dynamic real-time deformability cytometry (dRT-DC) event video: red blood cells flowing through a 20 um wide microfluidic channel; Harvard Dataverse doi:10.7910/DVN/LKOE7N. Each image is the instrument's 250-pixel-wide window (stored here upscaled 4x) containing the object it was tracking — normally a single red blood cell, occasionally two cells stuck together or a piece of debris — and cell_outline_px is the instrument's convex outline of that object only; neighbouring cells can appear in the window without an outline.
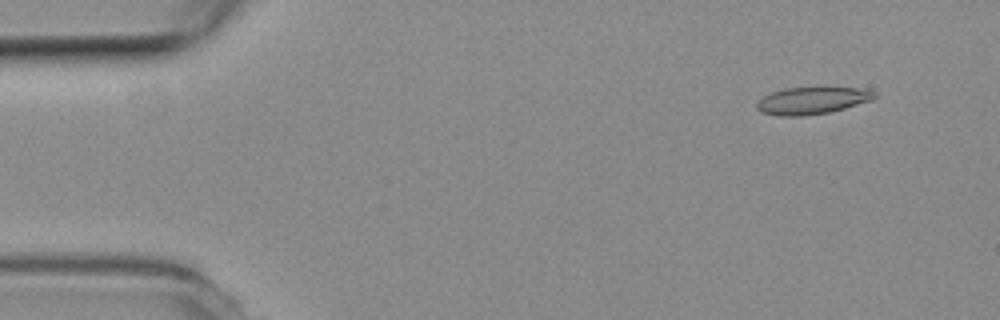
{"species": "common noctule bat (a hibernating species)", "species_latin": "Nyctalus noctula", "temperature_condition": "room temperature", "stored_images_in_passage": 50, "camera_frame_rate_fps": 3000, "um_per_image_px": 0.085, "animal": {"sex": "female", "body_mass_g": 19.3, "forearm_length_mm": 54.1}, "frame": {"image": 1, "passage_image": 2, "time_ms": 0.333, "image_size_px": [1000, 320], "cell_outline_px": [[876, 96], [872, 100], [844, 108], [828, 112], [804, 116], [780, 116], [760, 112], [756, 108], [756, 100], [772, 92], [784, 88], [864, 88], [876, 92]], "centroid_in_image_um": [68.99, 8.55], "position_along_channel_um": 16.0, "area_um2": 18.55}}
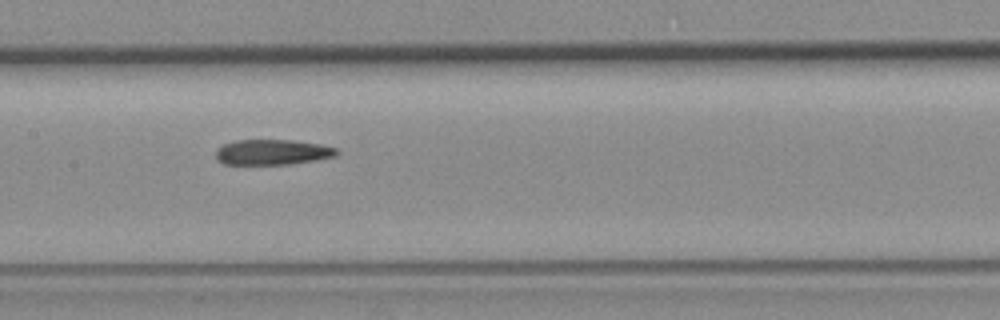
{"frame": {"image": 2, "passage_image": 23, "time_ms": 7.333, "image_size_px": [1000, 320], "cell_outline_px": [[340, 152], [336, 156], [316, 160], [292, 164], [224, 164], [216, 160], [216, 148], [224, 144], [236, 140], [292, 140], [320, 144], [336, 148]], "centroid_in_image_um": [23.15, 12.93], "position_along_channel_um": 184.2, "area_um2": 17.98}}
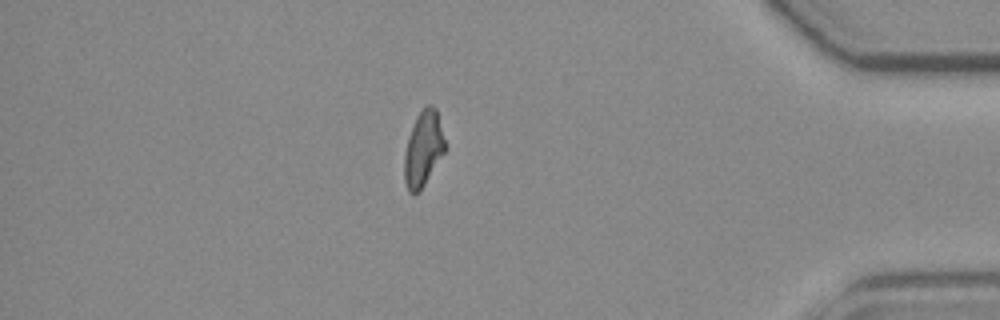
{"frame": {"image": 3, "passage_image": 43, "time_ms": 14.0, "image_size_px": [1000, 320], "cell_outline_px": [[444, 152], [420, 192], [412, 196], [408, 192], [404, 180], [404, 156], [408, 136], [416, 116], [428, 104], [432, 104], [436, 108], [444, 140]], "centroid_in_image_um": [35.94, 12.69], "position_along_channel_um": 399.3, "area_um2": 17.74}, "authors_computed_cell_mechanics": {"area_um2": 18.7272, "velocity_mm_per_s": 3.8439, "shape_relaxation_time_tau1_ms": null, "shape_relaxation_time_tau2_ms": 4.5884, "deformation_change_tau1": null, "deformation_change_tau2": 0.1341}}